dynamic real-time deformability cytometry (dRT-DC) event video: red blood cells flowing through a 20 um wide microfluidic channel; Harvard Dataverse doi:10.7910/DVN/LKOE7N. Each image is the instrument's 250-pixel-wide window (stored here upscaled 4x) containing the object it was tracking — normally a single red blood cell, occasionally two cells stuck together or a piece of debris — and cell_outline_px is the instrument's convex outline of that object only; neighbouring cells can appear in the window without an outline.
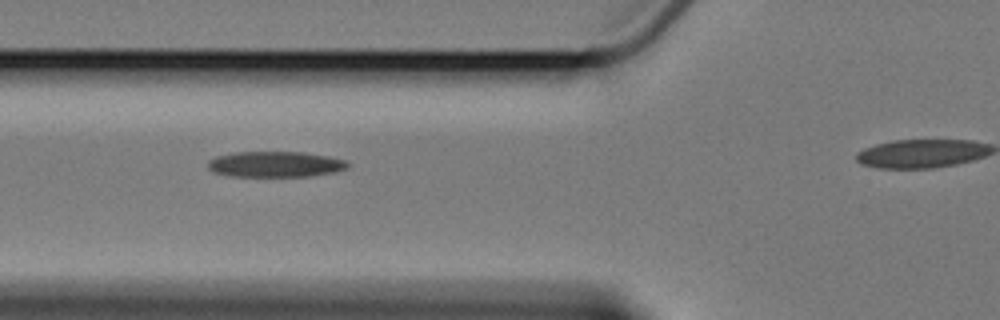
{"species": "Egyptian fruit bat (a non-hibernating species)", "species_latin": "Rousettus aegyptiacus", "temperature_condition": "cold", "stored_images_in_passage": 6, "segment_of_instrument_passage": [1, 2], "camera_frame_rate_fps": 3000, "um_per_image_px": 0.085, "animal": {"sex": "female"}, "frame": {"image": 1, "passage_image": 4, "time_ms": 3.667, "image_size_px": [1000, 320], "cell_outline_px": [[348, 164], [344, 168], [336, 172], [308, 176], [228, 176], [212, 172], [208, 168], [208, 160], [216, 156], [236, 152], [304, 152], [328, 156], [344, 160]], "centroid_in_image_um": [23.34, 13.96], "position_along_channel_um": 102.5, "area_um2": 20.87}}
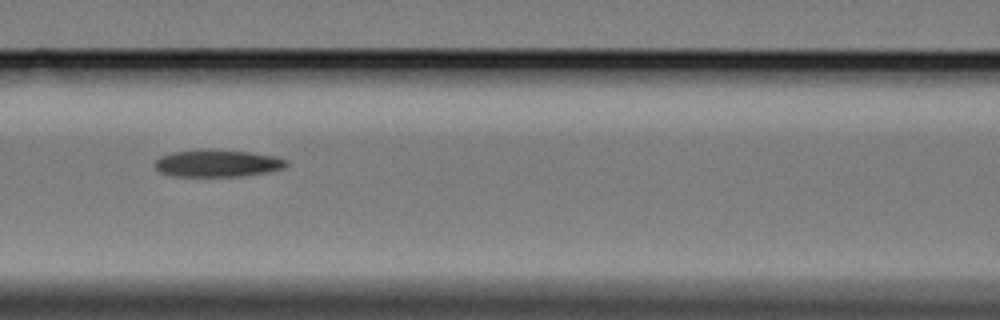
{"frame": {"image": 2, "passage_image": 5, "time_ms": 5.0, "image_size_px": [1000, 320], "cell_outline_px": [[288, 164], [284, 168], [268, 172], [240, 176], [172, 176], [160, 172], [156, 168], [156, 160], [160, 156], [172, 152], [196, 148], [208, 148], [248, 152], [276, 156], [288, 160]], "centroid_in_image_um": [18.48, 13.86], "position_along_channel_um": 148.1, "area_um2": 21.15}}